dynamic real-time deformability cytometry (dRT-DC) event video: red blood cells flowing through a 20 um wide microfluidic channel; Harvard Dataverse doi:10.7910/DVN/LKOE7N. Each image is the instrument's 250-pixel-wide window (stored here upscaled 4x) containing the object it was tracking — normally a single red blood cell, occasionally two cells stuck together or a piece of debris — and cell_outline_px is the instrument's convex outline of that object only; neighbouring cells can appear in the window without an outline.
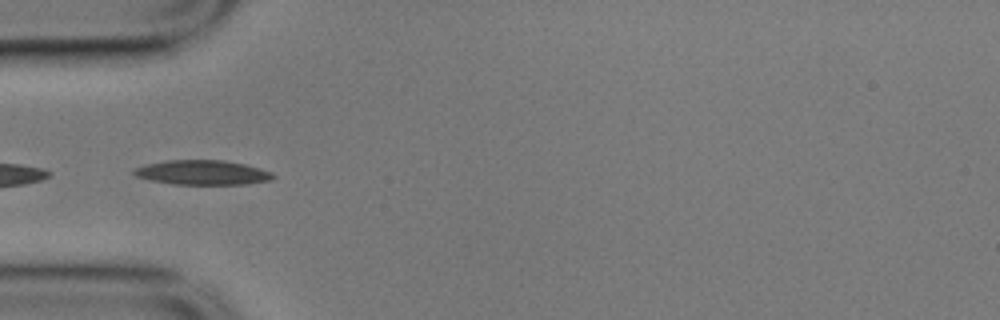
{"species": "common noctule bat (a hibernating species)", "species_latin": "Nyctalus noctula", "temperature_condition": "cold", "stored_images_in_passage": 9, "camera_frame_rate_fps": 3000, "um_per_image_px": 0.085, "animal": {"sex": "male", "body_mass_g": 17.9}, "frame": {"image": 1, "passage_image": 2, "time_ms": 0.333, "image_size_px": [1000, 320], "cell_outline_px": [[276, 176], [272, 180], [244, 184], [172, 184], [152, 180], [136, 176], [132, 172], [136, 168], [148, 164], [168, 160], [224, 160], [244, 164], [260, 168], [272, 172]], "centroid_in_image_um": [17.26, 14.66], "position_along_channel_um": 67.7, "area_um2": 19.77}}